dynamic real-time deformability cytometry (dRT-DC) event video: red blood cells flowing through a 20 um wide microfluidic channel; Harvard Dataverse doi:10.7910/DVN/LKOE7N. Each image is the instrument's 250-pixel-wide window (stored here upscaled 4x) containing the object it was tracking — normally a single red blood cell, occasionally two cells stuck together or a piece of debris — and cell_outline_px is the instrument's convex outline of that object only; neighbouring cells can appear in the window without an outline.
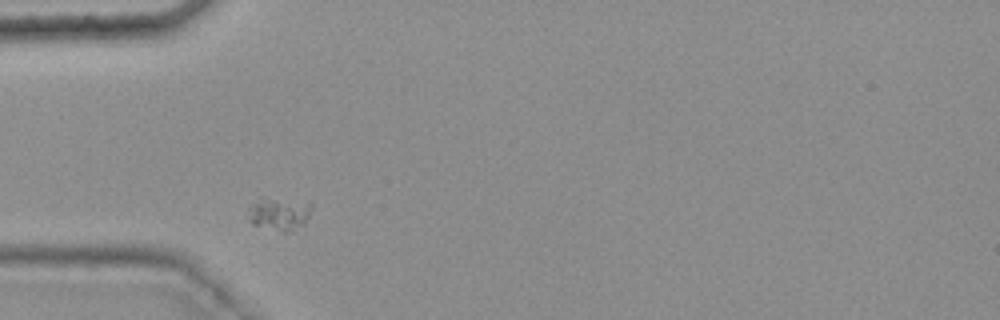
{"species": "common noctule bat (a hibernating species)", "species_latin": "Nyctalus noctula", "temperature_condition": "warm", "stored_images_in_passage": 32, "camera_frame_rate_fps": 3000, "um_per_image_px": 0.085, "animal": {"sex": "female", "body_mass_g": 25.1}, "frame": {"image": 1, "passage_image": 3, "time_ms": 0.667, "image_size_px": [1000, 320], "cell_outline_px": [[312, 208], [304, 224], [284, 232], [280, 232], [252, 224], [248, 208], [264, 196], [312, 204]], "centroid_in_image_um": [23.72, 18.17], "position_along_channel_um": 61.3, "area_um2": 11.79}}
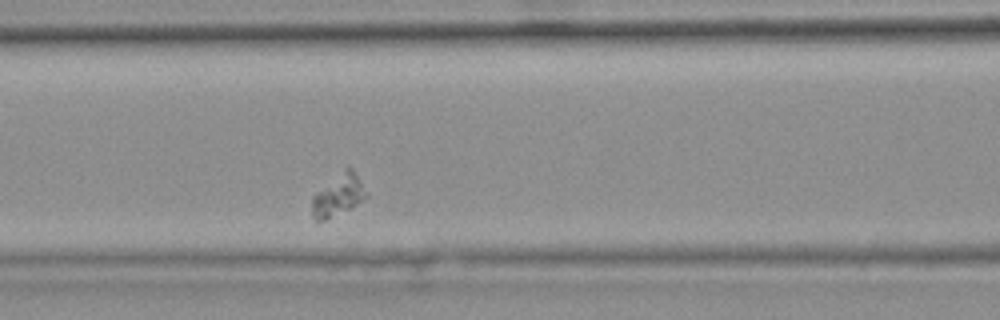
{"frame": {"image": 2, "passage_image": 10, "time_ms": 3.0, "image_size_px": [1000, 320], "cell_outline_px": [[368, 196], [352, 208], [324, 220], [316, 220], [312, 216], [312, 196], [316, 192], [348, 164], [352, 168], [368, 192]], "centroid_in_image_um": [28.77, 16.56], "position_along_channel_um": 137.8, "area_um2": 13.29}}
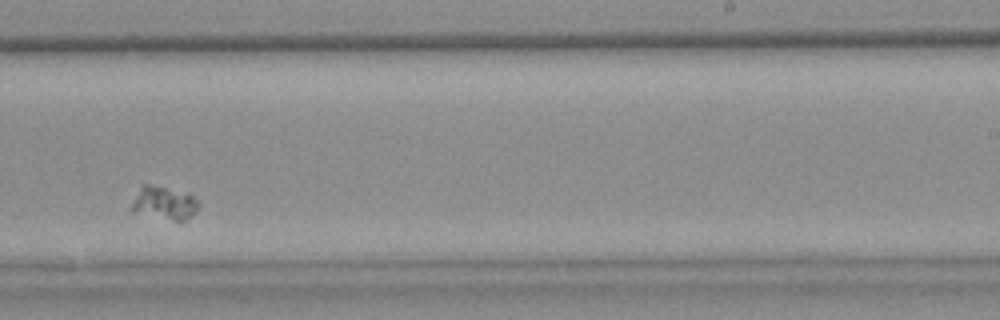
{"frame": {"image": 3, "passage_image": 22, "time_ms": 7.0, "image_size_px": [1000, 320], "cell_outline_px": [[200, 204], [196, 212], [192, 216], [184, 220], [172, 220], [132, 212], [132, 204], [144, 184], [148, 184], [188, 192]], "centroid_in_image_um": [14.02, 17.26], "position_along_channel_um": 275.0, "area_um2": 12.66}}